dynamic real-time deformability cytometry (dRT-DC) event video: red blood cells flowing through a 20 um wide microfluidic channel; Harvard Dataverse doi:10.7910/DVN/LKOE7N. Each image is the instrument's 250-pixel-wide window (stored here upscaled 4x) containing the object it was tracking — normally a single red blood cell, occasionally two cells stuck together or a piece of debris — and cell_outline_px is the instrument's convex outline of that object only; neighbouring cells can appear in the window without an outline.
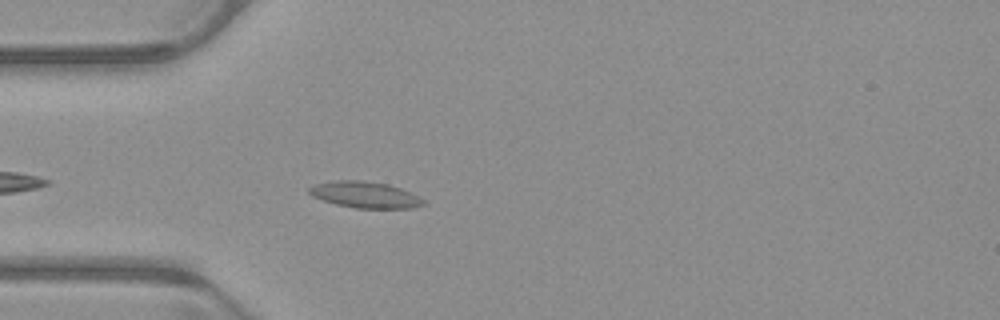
{"species": "common noctule bat (a hibernating species)", "species_latin": "Nyctalus noctula", "temperature_condition": "warm", "stored_images_in_passage": 8, "camera_frame_rate_fps": 3000, "um_per_image_px": 0.085, "animal": {"sex": "male", "body_mass_g": 23.1, "forearm_length_mm": 52.7}, "frame": {"image": 1, "passage_image": 4, "time_ms": 1.0, "image_size_px": [1000, 320], "cell_outline_px": [[424, 204], [412, 208], [356, 208], [336, 204], [312, 196], [308, 192], [308, 188], [316, 184], [336, 180], [364, 180], [388, 184], [412, 192], [424, 200]], "centroid_in_image_um": [31.04, 16.54], "position_along_channel_um": 54.0, "area_um2": 17.46}}
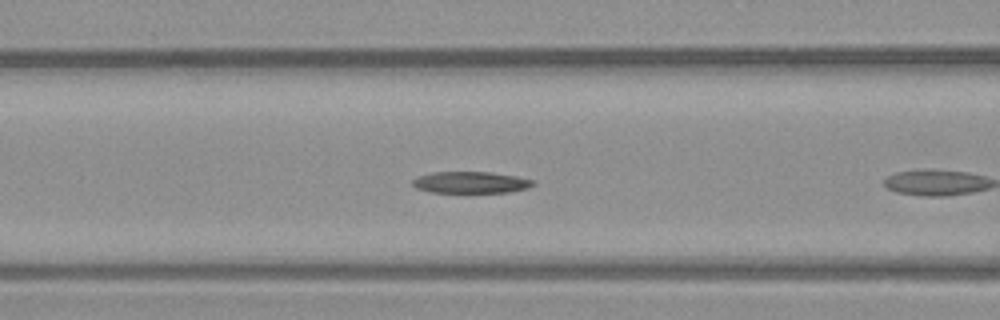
{"frame": {"image": 2, "passage_image": 7, "time_ms": 2.0, "image_size_px": [1000, 320], "cell_outline_px": [[536, 184], [528, 188], [508, 192], [468, 196], [428, 192], [416, 188], [412, 184], [412, 180], [416, 176], [432, 172], [492, 172], [516, 176], [536, 180]], "centroid_in_image_um": [40.0, 15.56], "position_along_channel_um": 126.6, "area_um2": 16.47}}